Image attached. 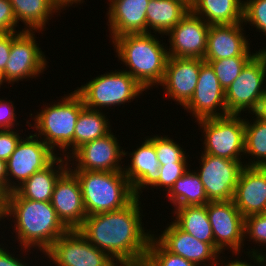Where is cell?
<instances>
[{"label": "cell", "instance_id": "4", "mask_svg": "<svg viewBox=\"0 0 266 266\" xmlns=\"http://www.w3.org/2000/svg\"><path fill=\"white\" fill-rule=\"evenodd\" d=\"M58 102L43 104L42 110L26 120V126L31 127L35 135L42 139L57 155L68 158L74 152V131L80 112L85 108L82 97L74 90L64 94ZM49 104V105H48ZM33 115V116H32ZM61 153H59V151ZM71 148V149H70Z\"/></svg>", "mask_w": 266, "mask_h": 266}, {"label": "cell", "instance_id": "3", "mask_svg": "<svg viewBox=\"0 0 266 266\" xmlns=\"http://www.w3.org/2000/svg\"><path fill=\"white\" fill-rule=\"evenodd\" d=\"M157 35L152 32L126 34L112 40L117 61H122L120 63L126 66L124 71L146 91L162 82L169 57L167 44H161L163 40Z\"/></svg>", "mask_w": 266, "mask_h": 266}, {"label": "cell", "instance_id": "24", "mask_svg": "<svg viewBox=\"0 0 266 266\" xmlns=\"http://www.w3.org/2000/svg\"><path fill=\"white\" fill-rule=\"evenodd\" d=\"M68 168V158L59 155L47 167L34 173L14 191L25 199L50 202L55 183Z\"/></svg>", "mask_w": 266, "mask_h": 266}, {"label": "cell", "instance_id": "22", "mask_svg": "<svg viewBox=\"0 0 266 266\" xmlns=\"http://www.w3.org/2000/svg\"><path fill=\"white\" fill-rule=\"evenodd\" d=\"M233 201L244 217L264 213L266 205V167L245 166L242 169Z\"/></svg>", "mask_w": 266, "mask_h": 266}, {"label": "cell", "instance_id": "8", "mask_svg": "<svg viewBox=\"0 0 266 266\" xmlns=\"http://www.w3.org/2000/svg\"><path fill=\"white\" fill-rule=\"evenodd\" d=\"M266 51H259L225 90L228 114H252L265 93ZM246 111V112H245Z\"/></svg>", "mask_w": 266, "mask_h": 266}, {"label": "cell", "instance_id": "10", "mask_svg": "<svg viewBox=\"0 0 266 266\" xmlns=\"http://www.w3.org/2000/svg\"><path fill=\"white\" fill-rule=\"evenodd\" d=\"M50 265L56 266H117L108 253L91 244L78 230H67L44 253Z\"/></svg>", "mask_w": 266, "mask_h": 266}, {"label": "cell", "instance_id": "1", "mask_svg": "<svg viewBox=\"0 0 266 266\" xmlns=\"http://www.w3.org/2000/svg\"><path fill=\"white\" fill-rule=\"evenodd\" d=\"M140 200L135 197L119 210L89 215L78 230L119 264L144 262L153 232L144 227Z\"/></svg>", "mask_w": 266, "mask_h": 266}, {"label": "cell", "instance_id": "18", "mask_svg": "<svg viewBox=\"0 0 266 266\" xmlns=\"http://www.w3.org/2000/svg\"><path fill=\"white\" fill-rule=\"evenodd\" d=\"M151 136L143 138L141 145L131 152L124 150V157L128 156L131 161L127 166L124 164L123 174L128 178L134 196L138 198L143 196L142 190L152 189L161 175L155 150V135Z\"/></svg>", "mask_w": 266, "mask_h": 266}, {"label": "cell", "instance_id": "5", "mask_svg": "<svg viewBox=\"0 0 266 266\" xmlns=\"http://www.w3.org/2000/svg\"><path fill=\"white\" fill-rule=\"evenodd\" d=\"M78 178L87 216L119 210L134 198L123 172L72 171Z\"/></svg>", "mask_w": 266, "mask_h": 266}, {"label": "cell", "instance_id": "14", "mask_svg": "<svg viewBox=\"0 0 266 266\" xmlns=\"http://www.w3.org/2000/svg\"><path fill=\"white\" fill-rule=\"evenodd\" d=\"M115 136L116 134L114 135L111 130L105 136L78 147L68 157L69 169L71 171L123 172L125 160L123 149L125 148L121 147L120 140Z\"/></svg>", "mask_w": 266, "mask_h": 266}, {"label": "cell", "instance_id": "43", "mask_svg": "<svg viewBox=\"0 0 266 266\" xmlns=\"http://www.w3.org/2000/svg\"><path fill=\"white\" fill-rule=\"evenodd\" d=\"M222 259V261L220 262V264L218 266H262L260 259L259 258H250V260H241V258H239V256L237 257V259L233 258V260H228ZM252 260V261H251ZM247 261H251V262H247Z\"/></svg>", "mask_w": 266, "mask_h": 266}, {"label": "cell", "instance_id": "16", "mask_svg": "<svg viewBox=\"0 0 266 266\" xmlns=\"http://www.w3.org/2000/svg\"><path fill=\"white\" fill-rule=\"evenodd\" d=\"M209 27L210 25L190 9L165 35L169 37L168 56L204 59Z\"/></svg>", "mask_w": 266, "mask_h": 266}, {"label": "cell", "instance_id": "32", "mask_svg": "<svg viewBox=\"0 0 266 266\" xmlns=\"http://www.w3.org/2000/svg\"><path fill=\"white\" fill-rule=\"evenodd\" d=\"M244 239L250 242L253 241V244H256L259 247L263 246L262 249H258V248L255 249V246L251 250L247 248V251L246 252L244 251L246 256L249 255L248 256L249 258H259L262 254H264L263 251H265L264 249H266V214L265 213L253 214V215H249L245 217Z\"/></svg>", "mask_w": 266, "mask_h": 266}, {"label": "cell", "instance_id": "47", "mask_svg": "<svg viewBox=\"0 0 266 266\" xmlns=\"http://www.w3.org/2000/svg\"><path fill=\"white\" fill-rule=\"evenodd\" d=\"M117 266H147L145 262L141 263H120Z\"/></svg>", "mask_w": 266, "mask_h": 266}, {"label": "cell", "instance_id": "50", "mask_svg": "<svg viewBox=\"0 0 266 266\" xmlns=\"http://www.w3.org/2000/svg\"><path fill=\"white\" fill-rule=\"evenodd\" d=\"M185 4H187L190 8L193 6L195 0H181Z\"/></svg>", "mask_w": 266, "mask_h": 266}, {"label": "cell", "instance_id": "6", "mask_svg": "<svg viewBox=\"0 0 266 266\" xmlns=\"http://www.w3.org/2000/svg\"><path fill=\"white\" fill-rule=\"evenodd\" d=\"M117 70L91 78L75 89L86 108L102 111V108L120 107L147 92L124 68Z\"/></svg>", "mask_w": 266, "mask_h": 266}, {"label": "cell", "instance_id": "26", "mask_svg": "<svg viewBox=\"0 0 266 266\" xmlns=\"http://www.w3.org/2000/svg\"><path fill=\"white\" fill-rule=\"evenodd\" d=\"M17 23L26 31H45L50 18L62 12L53 0H9Z\"/></svg>", "mask_w": 266, "mask_h": 266}, {"label": "cell", "instance_id": "33", "mask_svg": "<svg viewBox=\"0 0 266 266\" xmlns=\"http://www.w3.org/2000/svg\"><path fill=\"white\" fill-rule=\"evenodd\" d=\"M182 145L168 137V135H155V150L160 165L167 164H189L188 153ZM187 154V155H186Z\"/></svg>", "mask_w": 266, "mask_h": 266}, {"label": "cell", "instance_id": "42", "mask_svg": "<svg viewBox=\"0 0 266 266\" xmlns=\"http://www.w3.org/2000/svg\"><path fill=\"white\" fill-rule=\"evenodd\" d=\"M11 50V33L0 34V71L5 70Z\"/></svg>", "mask_w": 266, "mask_h": 266}, {"label": "cell", "instance_id": "40", "mask_svg": "<svg viewBox=\"0 0 266 266\" xmlns=\"http://www.w3.org/2000/svg\"><path fill=\"white\" fill-rule=\"evenodd\" d=\"M3 98H0V130L16 129L20 125L17 121L14 102Z\"/></svg>", "mask_w": 266, "mask_h": 266}, {"label": "cell", "instance_id": "49", "mask_svg": "<svg viewBox=\"0 0 266 266\" xmlns=\"http://www.w3.org/2000/svg\"><path fill=\"white\" fill-rule=\"evenodd\" d=\"M7 82L5 81L4 77H3V73L0 71V89L2 88L1 86H3V84Z\"/></svg>", "mask_w": 266, "mask_h": 266}, {"label": "cell", "instance_id": "28", "mask_svg": "<svg viewBox=\"0 0 266 266\" xmlns=\"http://www.w3.org/2000/svg\"><path fill=\"white\" fill-rule=\"evenodd\" d=\"M173 222L184 232L214 248V236L206 205L173 208ZM175 218V219H174Z\"/></svg>", "mask_w": 266, "mask_h": 266}, {"label": "cell", "instance_id": "35", "mask_svg": "<svg viewBox=\"0 0 266 266\" xmlns=\"http://www.w3.org/2000/svg\"><path fill=\"white\" fill-rule=\"evenodd\" d=\"M144 262L147 266H198L181 256L170 253L153 236L149 241Z\"/></svg>", "mask_w": 266, "mask_h": 266}, {"label": "cell", "instance_id": "2", "mask_svg": "<svg viewBox=\"0 0 266 266\" xmlns=\"http://www.w3.org/2000/svg\"><path fill=\"white\" fill-rule=\"evenodd\" d=\"M2 216L11 220L15 239L22 255L32 248L44 253L68 229L57 217L51 202H39L20 197L11 191L2 197ZM14 227V228H13ZM28 252V253H26Z\"/></svg>", "mask_w": 266, "mask_h": 266}, {"label": "cell", "instance_id": "27", "mask_svg": "<svg viewBox=\"0 0 266 266\" xmlns=\"http://www.w3.org/2000/svg\"><path fill=\"white\" fill-rule=\"evenodd\" d=\"M244 0H195L191 10L208 25L243 23Z\"/></svg>", "mask_w": 266, "mask_h": 266}, {"label": "cell", "instance_id": "15", "mask_svg": "<svg viewBox=\"0 0 266 266\" xmlns=\"http://www.w3.org/2000/svg\"><path fill=\"white\" fill-rule=\"evenodd\" d=\"M182 109L190 113L193 119L195 118V122L229 115L225 102V90L208 62L201 63L195 92Z\"/></svg>", "mask_w": 266, "mask_h": 266}, {"label": "cell", "instance_id": "25", "mask_svg": "<svg viewBox=\"0 0 266 266\" xmlns=\"http://www.w3.org/2000/svg\"><path fill=\"white\" fill-rule=\"evenodd\" d=\"M181 0H150L146 10V33L166 35L190 11Z\"/></svg>", "mask_w": 266, "mask_h": 266}, {"label": "cell", "instance_id": "20", "mask_svg": "<svg viewBox=\"0 0 266 266\" xmlns=\"http://www.w3.org/2000/svg\"><path fill=\"white\" fill-rule=\"evenodd\" d=\"M50 202L57 217L68 230L79 229L83 225L87 214L82 190L78 178L69 168L55 183Z\"/></svg>", "mask_w": 266, "mask_h": 266}, {"label": "cell", "instance_id": "11", "mask_svg": "<svg viewBox=\"0 0 266 266\" xmlns=\"http://www.w3.org/2000/svg\"><path fill=\"white\" fill-rule=\"evenodd\" d=\"M206 209L214 236V249L220 255H224L228 249L232 251V255L242 256L245 247V217L234 201L208 202Z\"/></svg>", "mask_w": 266, "mask_h": 266}, {"label": "cell", "instance_id": "38", "mask_svg": "<svg viewBox=\"0 0 266 266\" xmlns=\"http://www.w3.org/2000/svg\"><path fill=\"white\" fill-rule=\"evenodd\" d=\"M20 135L22 134L16 129L0 130V159L8 160L22 138Z\"/></svg>", "mask_w": 266, "mask_h": 266}, {"label": "cell", "instance_id": "23", "mask_svg": "<svg viewBox=\"0 0 266 266\" xmlns=\"http://www.w3.org/2000/svg\"><path fill=\"white\" fill-rule=\"evenodd\" d=\"M150 0H111L107 9L110 40L126 34L146 33V10Z\"/></svg>", "mask_w": 266, "mask_h": 266}, {"label": "cell", "instance_id": "31", "mask_svg": "<svg viewBox=\"0 0 266 266\" xmlns=\"http://www.w3.org/2000/svg\"><path fill=\"white\" fill-rule=\"evenodd\" d=\"M244 156L253 158L244 162L247 167H266V122L245 115ZM254 118V119H253Z\"/></svg>", "mask_w": 266, "mask_h": 266}, {"label": "cell", "instance_id": "44", "mask_svg": "<svg viewBox=\"0 0 266 266\" xmlns=\"http://www.w3.org/2000/svg\"><path fill=\"white\" fill-rule=\"evenodd\" d=\"M8 194V175L6 161L0 159V196Z\"/></svg>", "mask_w": 266, "mask_h": 266}, {"label": "cell", "instance_id": "34", "mask_svg": "<svg viewBox=\"0 0 266 266\" xmlns=\"http://www.w3.org/2000/svg\"><path fill=\"white\" fill-rule=\"evenodd\" d=\"M253 57H232L208 62L224 90L234 82L241 70Z\"/></svg>", "mask_w": 266, "mask_h": 266}, {"label": "cell", "instance_id": "9", "mask_svg": "<svg viewBox=\"0 0 266 266\" xmlns=\"http://www.w3.org/2000/svg\"><path fill=\"white\" fill-rule=\"evenodd\" d=\"M35 32L22 31L11 33V50L5 70L2 72L5 81L10 84L18 83L25 79L40 77L47 70L48 58L39 47Z\"/></svg>", "mask_w": 266, "mask_h": 266}, {"label": "cell", "instance_id": "29", "mask_svg": "<svg viewBox=\"0 0 266 266\" xmlns=\"http://www.w3.org/2000/svg\"><path fill=\"white\" fill-rule=\"evenodd\" d=\"M165 194L174 208L206 205L209 202L200 177L190 167Z\"/></svg>", "mask_w": 266, "mask_h": 266}, {"label": "cell", "instance_id": "51", "mask_svg": "<svg viewBox=\"0 0 266 266\" xmlns=\"http://www.w3.org/2000/svg\"><path fill=\"white\" fill-rule=\"evenodd\" d=\"M3 216H2V196H0V221H2ZM1 226V223H0Z\"/></svg>", "mask_w": 266, "mask_h": 266}, {"label": "cell", "instance_id": "48", "mask_svg": "<svg viewBox=\"0 0 266 266\" xmlns=\"http://www.w3.org/2000/svg\"><path fill=\"white\" fill-rule=\"evenodd\" d=\"M266 251V250H265ZM265 254H262L259 259H260V262L262 264V266H266V252H264Z\"/></svg>", "mask_w": 266, "mask_h": 266}, {"label": "cell", "instance_id": "45", "mask_svg": "<svg viewBox=\"0 0 266 266\" xmlns=\"http://www.w3.org/2000/svg\"><path fill=\"white\" fill-rule=\"evenodd\" d=\"M251 115L266 122V93L262 95L256 110Z\"/></svg>", "mask_w": 266, "mask_h": 266}, {"label": "cell", "instance_id": "19", "mask_svg": "<svg viewBox=\"0 0 266 266\" xmlns=\"http://www.w3.org/2000/svg\"><path fill=\"white\" fill-rule=\"evenodd\" d=\"M202 58L168 57L162 82L167 98L184 107L192 98L198 82Z\"/></svg>", "mask_w": 266, "mask_h": 266}, {"label": "cell", "instance_id": "37", "mask_svg": "<svg viewBox=\"0 0 266 266\" xmlns=\"http://www.w3.org/2000/svg\"><path fill=\"white\" fill-rule=\"evenodd\" d=\"M190 165V166H189ZM191 167V164H167L160 165V178L153 186L154 189H163L166 193L173 184ZM159 187V188H158Z\"/></svg>", "mask_w": 266, "mask_h": 266}, {"label": "cell", "instance_id": "7", "mask_svg": "<svg viewBox=\"0 0 266 266\" xmlns=\"http://www.w3.org/2000/svg\"><path fill=\"white\" fill-rule=\"evenodd\" d=\"M203 138L202 153L245 161V116L229 114L196 121ZM203 130V131H202ZM242 155V156H241ZM243 157V158H242Z\"/></svg>", "mask_w": 266, "mask_h": 266}, {"label": "cell", "instance_id": "39", "mask_svg": "<svg viewBox=\"0 0 266 266\" xmlns=\"http://www.w3.org/2000/svg\"><path fill=\"white\" fill-rule=\"evenodd\" d=\"M17 21L13 7L9 0H0V34L22 32L24 29L16 31Z\"/></svg>", "mask_w": 266, "mask_h": 266}, {"label": "cell", "instance_id": "36", "mask_svg": "<svg viewBox=\"0 0 266 266\" xmlns=\"http://www.w3.org/2000/svg\"><path fill=\"white\" fill-rule=\"evenodd\" d=\"M243 23L266 37V0H244ZM259 50L266 51V47Z\"/></svg>", "mask_w": 266, "mask_h": 266}, {"label": "cell", "instance_id": "12", "mask_svg": "<svg viewBox=\"0 0 266 266\" xmlns=\"http://www.w3.org/2000/svg\"><path fill=\"white\" fill-rule=\"evenodd\" d=\"M24 136L6 161L8 193L14 191L34 173L47 167L58 156L34 133Z\"/></svg>", "mask_w": 266, "mask_h": 266}, {"label": "cell", "instance_id": "13", "mask_svg": "<svg viewBox=\"0 0 266 266\" xmlns=\"http://www.w3.org/2000/svg\"><path fill=\"white\" fill-rule=\"evenodd\" d=\"M199 168L195 172L200 177L209 202L233 200L234 192L244 161L225 159L201 152Z\"/></svg>", "mask_w": 266, "mask_h": 266}, {"label": "cell", "instance_id": "46", "mask_svg": "<svg viewBox=\"0 0 266 266\" xmlns=\"http://www.w3.org/2000/svg\"><path fill=\"white\" fill-rule=\"evenodd\" d=\"M53 2L56 4V6L60 9V10H67L66 7L68 8L69 6H73V4H82L83 2H85L84 0H53Z\"/></svg>", "mask_w": 266, "mask_h": 266}, {"label": "cell", "instance_id": "17", "mask_svg": "<svg viewBox=\"0 0 266 266\" xmlns=\"http://www.w3.org/2000/svg\"><path fill=\"white\" fill-rule=\"evenodd\" d=\"M153 237L170 253L198 266H218L225 259L209 243L197 240L173 221L161 233L156 235L153 231Z\"/></svg>", "mask_w": 266, "mask_h": 266}, {"label": "cell", "instance_id": "41", "mask_svg": "<svg viewBox=\"0 0 266 266\" xmlns=\"http://www.w3.org/2000/svg\"><path fill=\"white\" fill-rule=\"evenodd\" d=\"M3 245L4 244L0 243V266H29L21 257L19 258L18 255L15 257L14 252L10 253V250Z\"/></svg>", "mask_w": 266, "mask_h": 266}, {"label": "cell", "instance_id": "30", "mask_svg": "<svg viewBox=\"0 0 266 266\" xmlns=\"http://www.w3.org/2000/svg\"><path fill=\"white\" fill-rule=\"evenodd\" d=\"M106 113L84 108L77 119L74 131V151L86 142L108 134L112 128Z\"/></svg>", "mask_w": 266, "mask_h": 266}, {"label": "cell", "instance_id": "21", "mask_svg": "<svg viewBox=\"0 0 266 266\" xmlns=\"http://www.w3.org/2000/svg\"><path fill=\"white\" fill-rule=\"evenodd\" d=\"M244 23L210 25L204 61L232 57H254L260 50L251 53V40L243 28Z\"/></svg>", "mask_w": 266, "mask_h": 266}]
</instances>
